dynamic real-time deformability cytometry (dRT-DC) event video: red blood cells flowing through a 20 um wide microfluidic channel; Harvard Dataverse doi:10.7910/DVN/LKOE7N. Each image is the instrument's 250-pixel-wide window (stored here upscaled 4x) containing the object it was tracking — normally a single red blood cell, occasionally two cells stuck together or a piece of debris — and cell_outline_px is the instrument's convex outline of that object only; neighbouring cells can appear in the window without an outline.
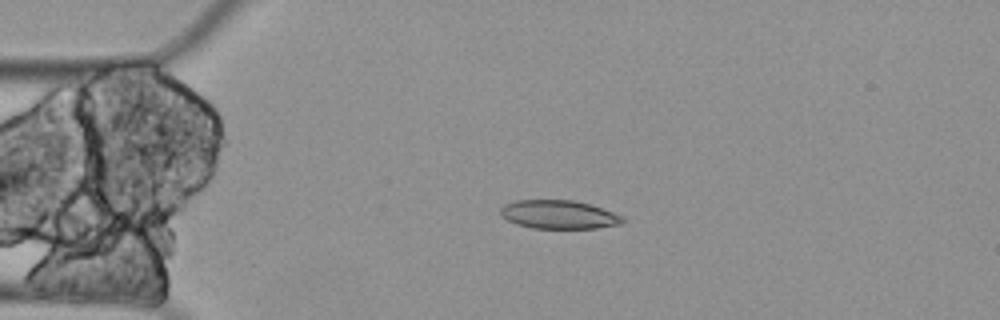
{"species": "Egyptian fruit bat (a non-hibernating species)", "species_latin": "Rousettus aegyptiacus", "temperature_condition": "cold", "stored_images_in_passage": 3, "camera_frame_rate_fps": 3000, "um_per_image_px": 0.085, "animal": {"sex": "female"}, "frame": {"image": 1, "passage_image": 2, "time_ms": 0.333, "image_size_px": [1000, 320], "cell_outline_px": [[624, 220], [620, 224], [596, 228], [532, 228], [516, 224], [500, 216], [500, 208], [504, 204], [516, 200], [572, 200], [588, 204], [624, 216]], "centroid_in_image_um": [47.45, 18.24], "position_along_channel_um": 37.5, "area_um2": 20.23}}